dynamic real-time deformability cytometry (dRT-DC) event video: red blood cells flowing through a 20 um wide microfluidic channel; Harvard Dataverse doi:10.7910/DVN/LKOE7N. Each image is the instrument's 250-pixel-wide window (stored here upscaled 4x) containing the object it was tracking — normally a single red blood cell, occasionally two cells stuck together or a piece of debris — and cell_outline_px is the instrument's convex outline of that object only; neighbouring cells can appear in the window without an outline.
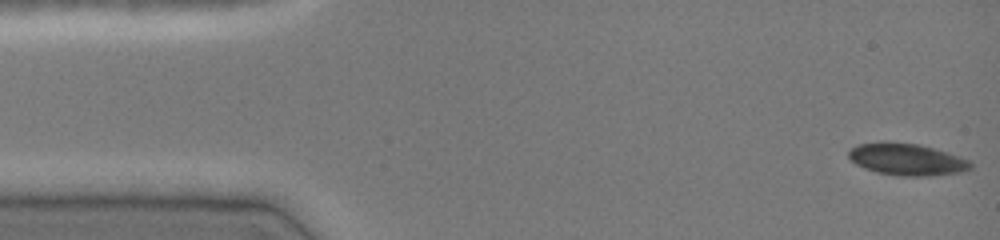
{"species": "common noctule bat (a hibernating species)", "species_latin": "Nyctalus noctula", "temperature_condition": "cold", "stored_images_in_passage": 5, "camera_frame_rate_fps": 3000, "um_per_image_px": 0.085, "animal": {"sex": "female", "body_mass_g": 19.0, "forearm_length_mm": 51.5}, "frame": {"image": 1, "passage_image": 1, "time_ms": 0.0, "image_size_px": [1000, 240], "cell_outline_px": [[972, 168], [960, 172], [932, 176], [900, 176], [876, 172], [864, 168], [856, 164], [848, 156], [848, 152], [856, 144], [916, 144], [948, 152], [960, 156], [968, 160], [972, 164]], "centroid_in_image_um": [77.13, 13.59], "position_along_channel_um": 7.9, "area_um2": 22.02}}